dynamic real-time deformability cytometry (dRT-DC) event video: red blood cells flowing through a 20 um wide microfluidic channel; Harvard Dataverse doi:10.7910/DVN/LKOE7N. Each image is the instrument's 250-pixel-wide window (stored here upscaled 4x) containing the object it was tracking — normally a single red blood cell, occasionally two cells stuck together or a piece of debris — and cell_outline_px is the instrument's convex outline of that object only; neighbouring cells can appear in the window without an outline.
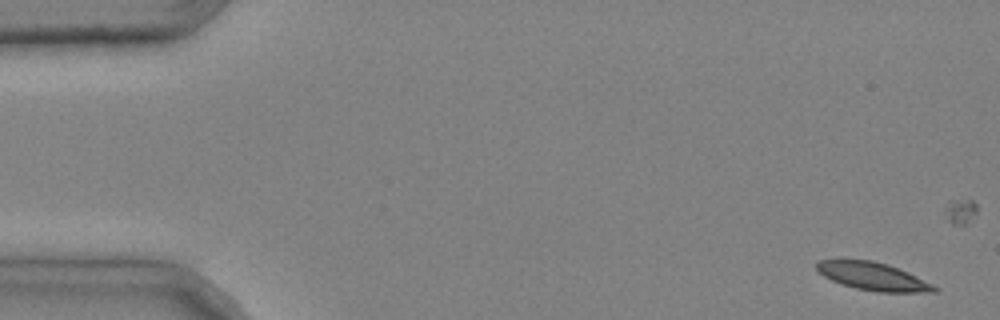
{"species": "common noctule bat (a hibernating species)", "species_latin": "Nyctalus noctula", "temperature_condition": "cold", "stored_images_in_passage": 5, "camera_frame_rate_fps": 3000, "um_per_image_px": 0.085, "animal": {"sex": "male", "body_mass_g": 20.4}, "frame": {"image": 1, "passage_image": 1, "time_ms": 0.0, "image_size_px": [1000, 320], "cell_outline_px": [[940, 288], [936, 292], [876, 292], [856, 288], [832, 280], [816, 272], [816, 260], [872, 260], [888, 264], [908, 272]], "centroid_in_image_um": [74.2, 23.49], "position_along_channel_um": 10.8, "area_um2": 19.07}}
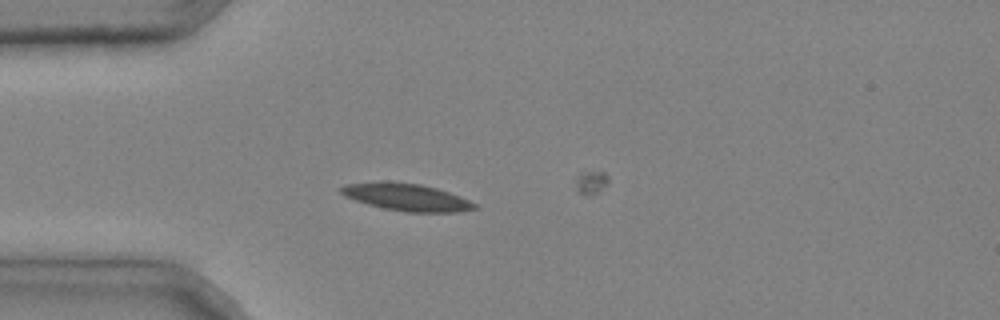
{"frame": {"image": 2, "passage_image": 4, "time_ms": 1.0, "image_size_px": [1000, 320], "cell_outline_px": [[480, 208], [460, 212], [404, 212], [384, 208], [368, 204], [344, 196], [340, 192], [340, 188], [344, 184], [388, 180], [420, 184], [436, 188], [460, 196], [476, 204]], "centroid_in_image_um": [34.55, 16.75], "position_along_channel_um": 50.4, "area_um2": 21.39}}